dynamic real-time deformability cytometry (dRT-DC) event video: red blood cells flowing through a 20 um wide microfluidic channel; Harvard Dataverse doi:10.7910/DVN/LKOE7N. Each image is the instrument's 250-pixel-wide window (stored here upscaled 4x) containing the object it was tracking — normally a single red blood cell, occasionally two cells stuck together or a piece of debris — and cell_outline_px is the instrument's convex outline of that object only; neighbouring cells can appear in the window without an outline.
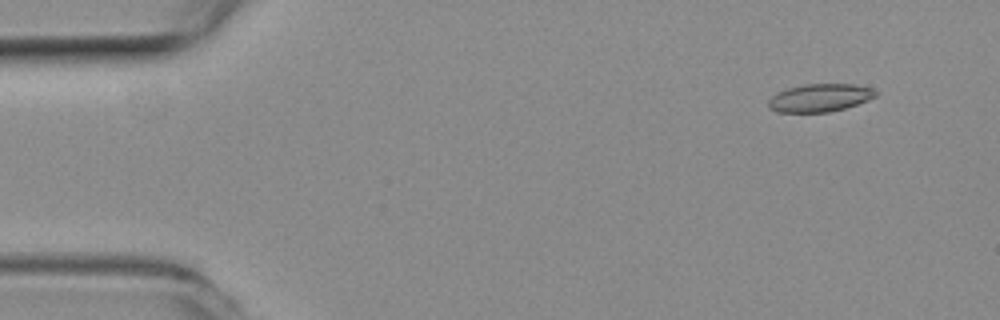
{"species": "common noctule bat (a hibernating species)", "species_latin": "Nyctalus noctula", "temperature_condition": "room temperature", "stored_images_in_passage": 56, "camera_frame_rate_fps": 3000, "um_per_image_px": 0.085, "animal": {"sex": "female", "body_mass_g": 19.3, "forearm_length_mm": 54.1}, "frame": {"image": 1, "passage_image": 5, "time_ms": 1.333, "image_size_px": [1000, 320], "cell_outline_px": [[876, 96], [868, 100], [844, 108], [828, 112], [776, 112], [768, 108], [768, 100], [776, 92], [784, 88], [804, 84], [856, 84], [872, 88], [876, 92]], "centroid_in_image_um": [69.63, 8.3], "position_along_channel_um": 15.4, "area_um2": 17.57}}
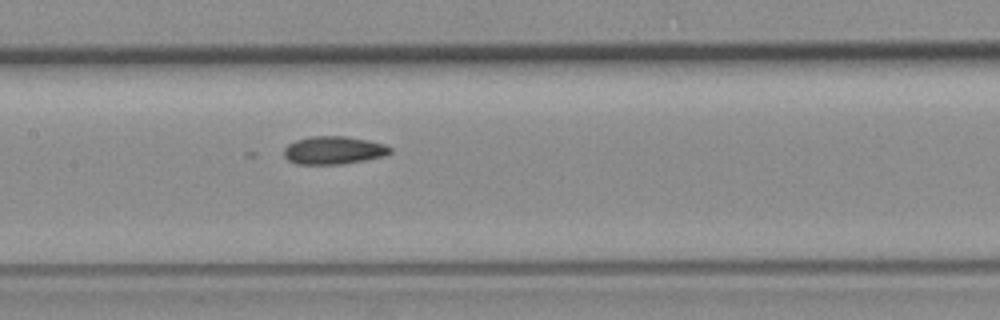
{"frame": {"image": 2, "passage_image": 27, "time_ms": 8.667, "image_size_px": [1000, 320], "cell_outline_px": [[392, 152], [384, 156], [364, 160], [340, 164], [296, 164], [288, 160], [284, 156], [284, 148], [288, 144], [296, 140], [312, 136], [348, 136], [368, 140], [384, 144], [392, 148]], "centroid_in_image_um": [28.36, 12.77], "position_along_channel_um": 179.0, "area_um2": 17.34}}
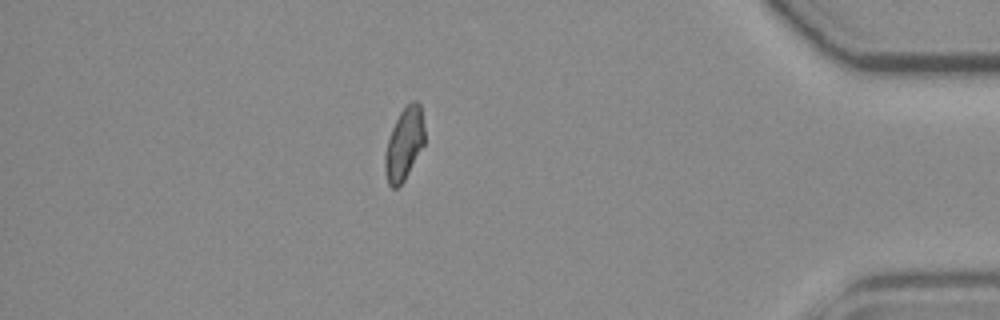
{"frame": {"image": 3, "passage_image": 49, "time_ms": 16.0, "image_size_px": [1000, 320], "cell_outline_px": [[424, 144], [404, 180], [396, 188], [392, 188], [388, 184], [384, 172], [384, 152], [392, 128], [400, 112], [412, 100], [416, 100], [420, 104], [424, 124]], "centroid_in_image_um": [34.34, 12.23], "position_along_channel_um": 400.9, "area_um2": 16.65}, "authors_computed_cell_mechanics": {"area_um2": 17.2822, "velocity_mm_per_s": 3.643, "shape_relaxation_time_tau1_ms": null, "shape_relaxation_time_tau2_ms": 3.2092, "deformation_change_tau1": null, "deformation_change_tau2": 0.0627}}